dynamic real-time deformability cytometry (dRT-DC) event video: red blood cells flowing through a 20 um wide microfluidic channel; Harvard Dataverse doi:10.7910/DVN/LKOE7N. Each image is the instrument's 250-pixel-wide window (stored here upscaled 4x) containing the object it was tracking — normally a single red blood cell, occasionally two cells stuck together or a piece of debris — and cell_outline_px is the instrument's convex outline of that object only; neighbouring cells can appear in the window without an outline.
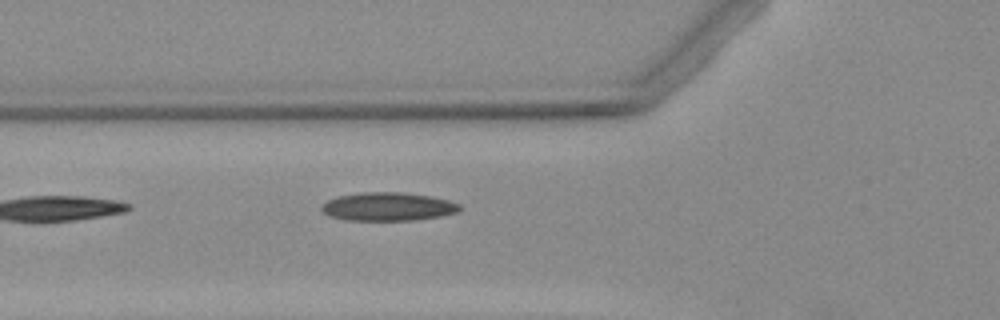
{"species": "Egyptian fruit bat (a non-hibernating species)", "species_latin": "Rousettus aegyptiacus", "temperature_condition": "warm", "stored_images_in_passage": 3, "camera_frame_rate_fps": 3000, "um_per_image_px": 0.085, "animal": {"sex": "female"}, "frame": {"image": 1, "passage_image": 3, "time_ms": 2.333, "image_size_px": [1000, 320], "cell_outline_px": [[460, 208], [456, 212], [440, 216], [412, 220], [348, 220], [328, 216], [320, 208], [328, 200], [336, 196], [364, 192], [404, 192], [428, 196], [448, 200], [460, 204]], "centroid_in_image_um": [32.95, 17.56], "position_along_channel_um": 92.9, "area_um2": 22.66}}